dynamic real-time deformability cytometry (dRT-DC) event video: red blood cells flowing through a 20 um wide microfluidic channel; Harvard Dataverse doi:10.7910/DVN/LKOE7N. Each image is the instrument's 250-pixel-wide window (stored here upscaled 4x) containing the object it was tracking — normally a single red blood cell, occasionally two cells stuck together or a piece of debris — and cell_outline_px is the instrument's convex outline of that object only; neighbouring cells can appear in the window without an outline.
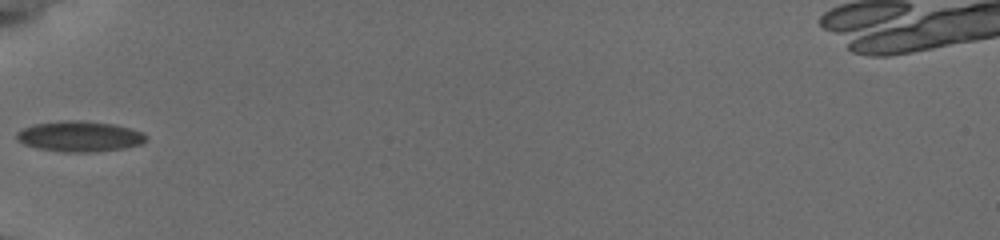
{"species": "common noctule bat (a hibernating species)", "species_latin": "Nyctalus noctula", "temperature_condition": "cold", "stored_images_in_passage": 25, "camera_frame_rate_fps": 3000, "um_per_image_px": 0.085, "animal": {"sex": "female", "body_mass_g": 19.5, "forearm_length_mm": 54.1}, "frame": {"image": 1, "passage_image": 1, "time_ms": 0.0, "image_size_px": [1000, 240], "cell_outline_px": [[148, 140], [140, 144], [124, 148], [96, 152], [64, 152], [36, 148], [24, 144], [16, 140], [16, 132], [32, 124], [64, 120], [80, 120], [112, 124], [132, 128], [144, 132], [148, 136]], "centroid_in_image_um": [6.78, 11.59], "position_along_channel_um": 78.2, "area_um2": 23.35}}
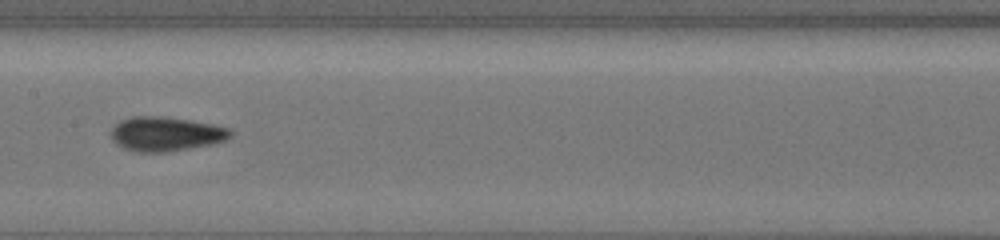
{"frame": {"image": 2, "passage_image": 12, "time_ms": 3.0, "image_size_px": [1000, 240], "cell_outline_px": [[232, 136], [224, 140], [212, 144], [164, 152], [136, 152], [124, 148], [116, 144], [112, 140], [112, 128], [120, 120], [132, 116], [160, 116], [192, 120], [216, 124], [232, 128]], "centroid_in_image_um": [14.12, 11.37], "position_along_channel_um": 193.3, "area_um2": 24.04}}
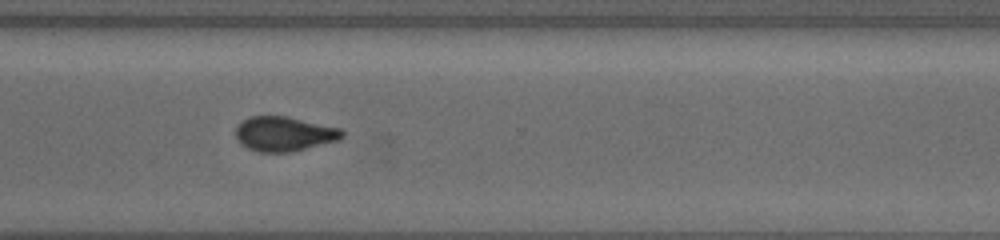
{"frame": {"image": 3, "passage_image": 24, "time_ms": 7.0, "image_size_px": [1000, 240], "cell_outline_px": [[344, 136], [340, 140], [288, 152], [260, 152], [248, 148], [240, 144], [236, 140], [236, 128], [244, 120], [252, 116], [284, 116], [340, 128], [344, 132]], "centroid_in_image_um": [24.15, 11.39], "position_along_channel_um": 346.5, "area_um2": 21.21}}